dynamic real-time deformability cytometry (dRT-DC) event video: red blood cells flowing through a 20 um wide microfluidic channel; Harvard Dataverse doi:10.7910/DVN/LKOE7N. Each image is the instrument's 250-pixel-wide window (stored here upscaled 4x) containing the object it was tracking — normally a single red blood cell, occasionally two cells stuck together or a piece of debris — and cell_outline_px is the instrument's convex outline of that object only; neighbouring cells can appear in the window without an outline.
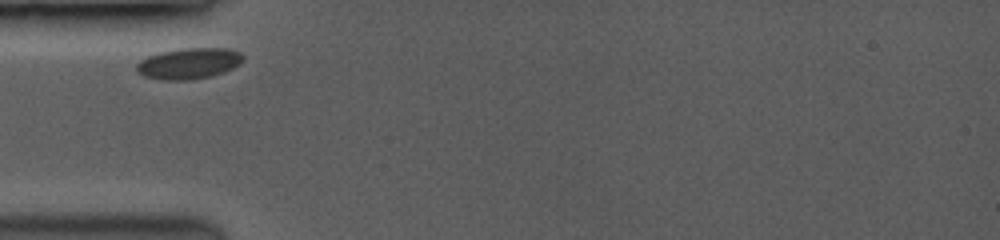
{"species": "common noctule bat (a hibernating species)", "species_latin": "Nyctalus noctula", "temperature_condition": "room temperature", "stored_images_in_passage": 2, "camera_frame_rate_fps": 3500, "um_per_image_px": 0.085, "animal": {"sex": "female", "body_mass_g": 19.0, "forearm_length_mm": 53.3}, "frame": {"image": 1, "passage_image": 1, "time_ms": 0.0, "image_size_px": [1000, 240], "cell_outline_px": [[244, 60], [240, 64], [224, 72], [212, 76], [188, 80], [164, 80], [144, 76], [136, 72], [136, 64], [140, 60], [148, 56], [160, 52], [184, 48], [224, 48], [240, 52], [244, 56]], "centroid_in_image_um": [16.05, 5.39], "position_along_channel_um": 68.9, "area_um2": 19.31}}